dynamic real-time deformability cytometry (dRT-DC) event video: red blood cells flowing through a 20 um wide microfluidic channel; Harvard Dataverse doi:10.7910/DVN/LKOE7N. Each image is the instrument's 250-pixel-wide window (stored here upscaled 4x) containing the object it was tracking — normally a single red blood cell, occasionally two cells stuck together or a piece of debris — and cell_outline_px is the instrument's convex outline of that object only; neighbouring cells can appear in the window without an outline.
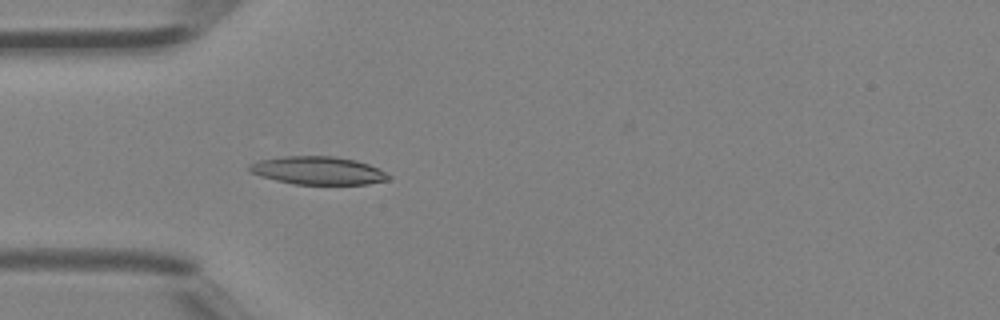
{"species": "Egyptian fruit bat (a non-hibernating species)", "species_latin": "Rousettus aegyptiacus", "temperature_condition": "room temperature", "stored_images_in_passage": 40, "camera_frame_rate_fps": 3000, "um_per_image_px": 0.085, "animal": {"sex": "female"}, "frame": {"image": 1, "passage_image": 9, "time_ms": 2.667, "image_size_px": [1000, 320], "cell_outline_px": [[392, 176], [388, 180], [368, 184], [292, 184], [260, 176], [252, 172], [248, 168], [248, 164], [260, 160], [284, 156], [332, 156], [356, 160], [368, 164]], "centroid_in_image_um": [27.02, 14.5], "position_along_channel_um": 58.0, "area_um2": 22.6}}
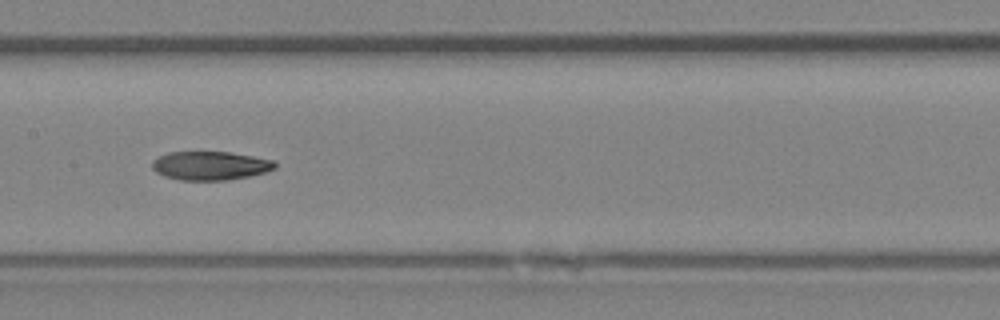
{"frame": {"image": 2, "passage_image": 18, "time_ms": 5.667, "image_size_px": [1000, 320], "cell_outline_px": [[276, 168], [264, 172], [248, 176], [228, 180], [180, 180], [164, 176], [156, 172], [152, 168], [152, 160], [168, 152], [228, 152], [276, 160]], "centroid_in_image_um": [17.87, 14.08], "position_along_channel_um": 189.5, "area_um2": 20.52}}
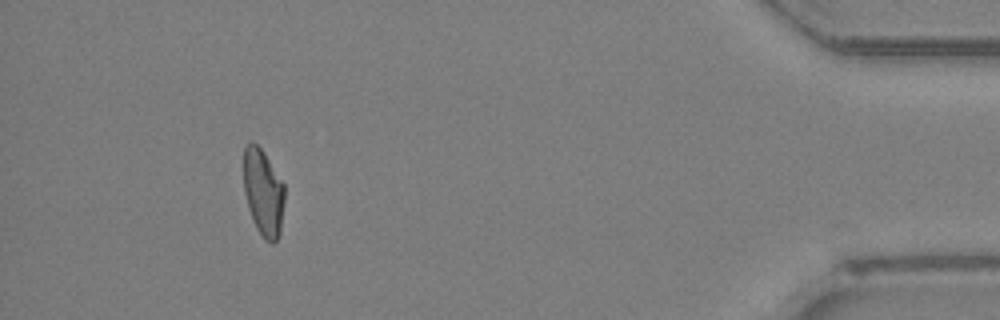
{"frame": {"image": 3, "passage_image": 37, "time_ms": 12.0, "image_size_px": [1000, 320], "cell_outline_px": [[284, 200], [280, 232], [276, 240], [272, 244], [264, 240], [256, 228], [252, 220], [248, 208], [244, 192], [244, 148], [252, 140], [260, 148], [284, 184]], "centroid_in_image_um": [22.36, 16.4], "position_along_channel_um": 412.8, "area_um2": 20.58}, "authors_computed_cell_mechanics": {"area_um2": 21.4149, "velocity_mm_per_s": 4.5421, "shape_relaxation_time_tau1_ms": null, "shape_relaxation_time_tau2_ms": 3.6676, "deformation_change_tau1": null, "deformation_change_tau2": 0.0998}}